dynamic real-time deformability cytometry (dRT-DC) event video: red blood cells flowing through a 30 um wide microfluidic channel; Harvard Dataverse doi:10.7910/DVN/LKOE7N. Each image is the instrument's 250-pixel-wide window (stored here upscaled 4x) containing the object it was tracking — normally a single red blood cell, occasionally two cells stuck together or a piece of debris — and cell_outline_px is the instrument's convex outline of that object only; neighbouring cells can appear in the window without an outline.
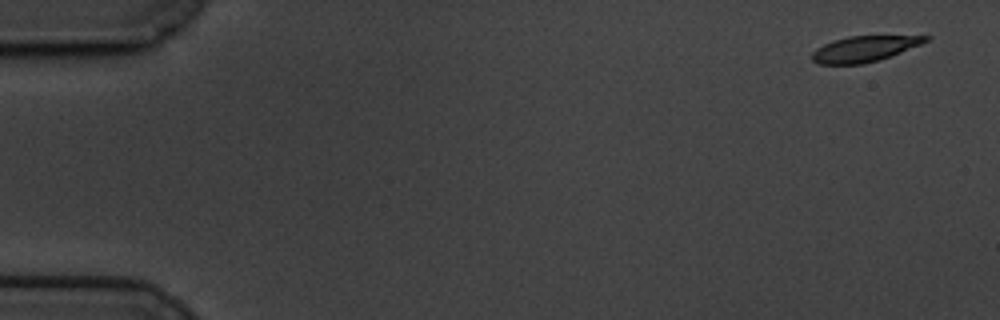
{"species": "common noctule bat (a hibernating species)", "species_latin": "Nyctalus noctula", "temperature_condition": "cold", "stored_images_in_passage": 58, "camera_frame_rate_fps": 3000, "um_per_image_px": 0.085, "animal": {"sex": "male", "body_mass_g": 19.5, "forearm_length_mm": 54.6}, "frame": {"image": 1, "passage_image": 1, "time_ms": 0.0, "image_size_px": [1000, 320], "cell_outline_px": [[932, 36], [928, 40], [920, 44], [900, 52], [864, 64], [820, 64], [812, 60], [812, 52], [816, 48], [832, 40], [848, 36]], "centroid_in_image_um": [73.4, 4.15], "position_along_channel_um": 11.6, "area_um2": 16.7}}
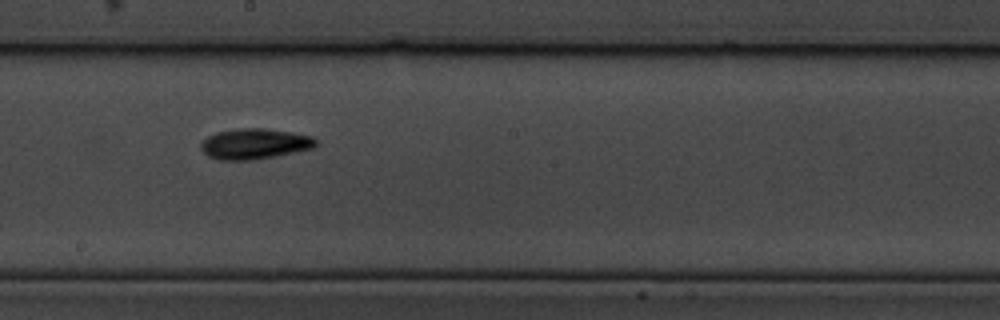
{"frame": {"image": 2, "passage_image": 32, "time_ms": 10.333, "image_size_px": [1000, 320], "cell_outline_px": [[316, 148], [276, 156], [252, 160], [220, 160], [208, 156], [200, 148], [200, 144], [208, 136], [216, 132], [236, 128], [264, 128], [312, 136], [316, 140]], "centroid_in_image_um": [21.64, 12.23], "position_along_channel_um": 226.6, "area_um2": 20.52}}
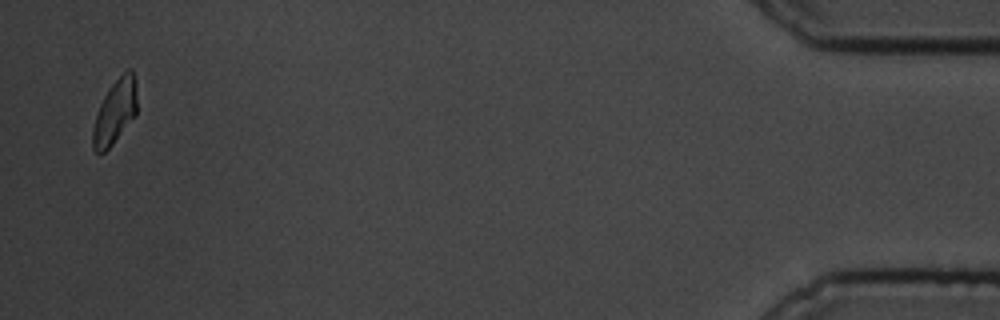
{"frame": {"image": 3, "passage_image": 57, "time_ms": 18.667, "image_size_px": [1000, 320], "cell_outline_px": [[136, 116], [112, 144], [104, 152], [96, 152], [92, 148], [92, 128], [100, 104], [104, 96], [112, 84], [128, 68], [132, 68], [136, 80]], "centroid_in_image_um": [9.78, 9.49], "position_along_channel_um": 425.4, "area_um2": 16.53}, "authors_computed_cell_mechanics": {"area_um2": 18.207, "velocity_mm_per_s": 3.3697, "shape_relaxation_time_tau1_ms": 3.8738, "shape_relaxation_time_tau2_ms": null, "deformation_change_tau1": 0.14, "deformation_change_tau2": null}}